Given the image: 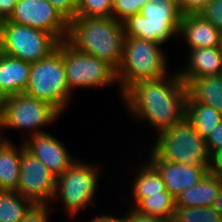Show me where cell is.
<instances>
[{
    "label": "cell",
    "mask_w": 222,
    "mask_h": 222,
    "mask_svg": "<svg viewBox=\"0 0 222 222\" xmlns=\"http://www.w3.org/2000/svg\"><path fill=\"white\" fill-rule=\"evenodd\" d=\"M187 98V86L176 72L136 82L123 93L122 100L135 118L148 120L160 134L186 118Z\"/></svg>",
    "instance_id": "cell-1"
},
{
    "label": "cell",
    "mask_w": 222,
    "mask_h": 222,
    "mask_svg": "<svg viewBox=\"0 0 222 222\" xmlns=\"http://www.w3.org/2000/svg\"><path fill=\"white\" fill-rule=\"evenodd\" d=\"M66 41L117 70L122 60L124 26L114 17H76L69 22Z\"/></svg>",
    "instance_id": "cell-2"
},
{
    "label": "cell",
    "mask_w": 222,
    "mask_h": 222,
    "mask_svg": "<svg viewBox=\"0 0 222 222\" xmlns=\"http://www.w3.org/2000/svg\"><path fill=\"white\" fill-rule=\"evenodd\" d=\"M160 43L125 36L122 60L117 72L121 95L136 82L168 75L166 56Z\"/></svg>",
    "instance_id": "cell-3"
},
{
    "label": "cell",
    "mask_w": 222,
    "mask_h": 222,
    "mask_svg": "<svg viewBox=\"0 0 222 222\" xmlns=\"http://www.w3.org/2000/svg\"><path fill=\"white\" fill-rule=\"evenodd\" d=\"M181 17L176 0H150L123 22L125 36L164 44L178 35Z\"/></svg>",
    "instance_id": "cell-4"
},
{
    "label": "cell",
    "mask_w": 222,
    "mask_h": 222,
    "mask_svg": "<svg viewBox=\"0 0 222 222\" xmlns=\"http://www.w3.org/2000/svg\"><path fill=\"white\" fill-rule=\"evenodd\" d=\"M153 150L161 159L197 167H210L207 144L186 117L158 134Z\"/></svg>",
    "instance_id": "cell-5"
},
{
    "label": "cell",
    "mask_w": 222,
    "mask_h": 222,
    "mask_svg": "<svg viewBox=\"0 0 222 222\" xmlns=\"http://www.w3.org/2000/svg\"><path fill=\"white\" fill-rule=\"evenodd\" d=\"M27 95L46 101L60 113L71 98L62 56V41L56 50L47 57L31 63Z\"/></svg>",
    "instance_id": "cell-6"
},
{
    "label": "cell",
    "mask_w": 222,
    "mask_h": 222,
    "mask_svg": "<svg viewBox=\"0 0 222 222\" xmlns=\"http://www.w3.org/2000/svg\"><path fill=\"white\" fill-rule=\"evenodd\" d=\"M60 41L48 32L9 21L0 22V52L34 63L57 49Z\"/></svg>",
    "instance_id": "cell-7"
},
{
    "label": "cell",
    "mask_w": 222,
    "mask_h": 222,
    "mask_svg": "<svg viewBox=\"0 0 222 222\" xmlns=\"http://www.w3.org/2000/svg\"><path fill=\"white\" fill-rule=\"evenodd\" d=\"M76 160L57 177L54 199H61L67 216L73 218L94 199L100 177V168Z\"/></svg>",
    "instance_id": "cell-8"
},
{
    "label": "cell",
    "mask_w": 222,
    "mask_h": 222,
    "mask_svg": "<svg viewBox=\"0 0 222 222\" xmlns=\"http://www.w3.org/2000/svg\"><path fill=\"white\" fill-rule=\"evenodd\" d=\"M62 56L68 88L104 87L117 82L116 69L104 60L76 50L62 41Z\"/></svg>",
    "instance_id": "cell-9"
},
{
    "label": "cell",
    "mask_w": 222,
    "mask_h": 222,
    "mask_svg": "<svg viewBox=\"0 0 222 222\" xmlns=\"http://www.w3.org/2000/svg\"><path fill=\"white\" fill-rule=\"evenodd\" d=\"M60 112L50 103L39 100L26 93L7 96L4 112L1 118L2 127L15 129H28L31 134L45 133L43 126L49 125L59 118ZM42 127V128H41Z\"/></svg>",
    "instance_id": "cell-10"
},
{
    "label": "cell",
    "mask_w": 222,
    "mask_h": 222,
    "mask_svg": "<svg viewBox=\"0 0 222 222\" xmlns=\"http://www.w3.org/2000/svg\"><path fill=\"white\" fill-rule=\"evenodd\" d=\"M8 20L53 34L59 41L68 36L69 23L47 0H19Z\"/></svg>",
    "instance_id": "cell-11"
},
{
    "label": "cell",
    "mask_w": 222,
    "mask_h": 222,
    "mask_svg": "<svg viewBox=\"0 0 222 222\" xmlns=\"http://www.w3.org/2000/svg\"><path fill=\"white\" fill-rule=\"evenodd\" d=\"M19 176L16 192L30 199L35 205L50 204L48 201L55 196L57 177L25 149L20 160Z\"/></svg>",
    "instance_id": "cell-12"
},
{
    "label": "cell",
    "mask_w": 222,
    "mask_h": 222,
    "mask_svg": "<svg viewBox=\"0 0 222 222\" xmlns=\"http://www.w3.org/2000/svg\"><path fill=\"white\" fill-rule=\"evenodd\" d=\"M25 150L39 159L55 176H61L76 160L69 155L64 144L54 136L45 133L23 137Z\"/></svg>",
    "instance_id": "cell-13"
},
{
    "label": "cell",
    "mask_w": 222,
    "mask_h": 222,
    "mask_svg": "<svg viewBox=\"0 0 222 222\" xmlns=\"http://www.w3.org/2000/svg\"><path fill=\"white\" fill-rule=\"evenodd\" d=\"M148 161L162 176L166 189L176 199L184 190L193 187L209 172L208 167H197L166 161L153 150Z\"/></svg>",
    "instance_id": "cell-14"
},
{
    "label": "cell",
    "mask_w": 222,
    "mask_h": 222,
    "mask_svg": "<svg viewBox=\"0 0 222 222\" xmlns=\"http://www.w3.org/2000/svg\"><path fill=\"white\" fill-rule=\"evenodd\" d=\"M178 34L185 37L190 49L222 47V32L199 14L183 15Z\"/></svg>",
    "instance_id": "cell-15"
},
{
    "label": "cell",
    "mask_w": 222,
    "mask_h": 222,
    "mask_svg": "<svg viewBox=\"0 0 222 222\" xmlns=\"http://www.w3.org/2000/svg\"><path fill=\"white\" fill-rule=\"evenodd\" d=\"M185 70L178 72L186 86L202 76L220 75L222 72V47L190 49ZM188 65V66H187Z\"/></svg>",
    "instance_id": "cell-16"
},
{
    "label": "cell",
    "mask_w": 222,
    "mask_h": 222,
    "mask_svg": "<svg viewBox=\"0 0 222 222\" xmlns=\"http://www.w3.org/2000/svg\"><path fill=\"white\" fill-rule=\"evenodd\" d=\"M31 63L0 52V89L5 95L25 92Z\"/></svg>",
    "instance_id": "cell-17"
},
{
    "label": "cell",
    "mask_w": 222,
    "mask_h": 222,
    "mask_svg": "<svg viewBox=\"0 0 222 222\" xmlns=\"http://www.w3.org/2000/svg\"><path fill=\"white\" fill-rule=\"evenodd\" d=\"M222 187V180L208 172L199 183L182 191L175 206L212 207Z\"/></svg>",
    "instance_id": "cell-18"
},
{
    "label": "cell",
    "mask_w": 222,
    "mask_h": 222,
    "mask_svg": "<svg viewBox=\"0 0 222 222\" xmlns=\"http://www.w3.org/2000/svg\"><path fill=\"white\" fill-rule=\"evenodd\" d=\"M15 148L10 140L0 145V190L16 191L20 181V160L23 144Z\"/></svg>",
    "instance_id": "cell-19"
},
{
    "label": "cell",
    "mask_w": 222,
    "mask_h": 222,
    "mask_svg": "<svg viewBox=\"0 0 222 222\" xmlns=\"http://www.w3.org/2000/svg\"><path fill=\"white\" fill-rule=\"evenodd\" d=\"M187 90L194 101L211 106L222 114V78L220 75L193 79L187 85Z\"/></svg>",
    "instance_id": "cell-20"
},
{
    "label": "cell",
    "mask_w": 222,
    "mask_h": 222,
    "mask_svg": "<svg viewBox=\"0 0 222 222\" xmlns=\"http://www.w3.org/2000/svg\"><path fill=\"white\" fill-rule=\"evenodd\" d=\"M186 117L203 139H206L222 120V114L215 108L196 102L189 95Z\"/></svg>",
    "instance_id": "cell-21"
},
{
    "label": "cell",
    "mask_w": 222,
    "mask_h": 222,
    "mask_svg": "<svg viewBox=\"0 0 222 222\" xmlns=\"http://www.w3.org/2000/svg\"><path fill=\"white\" fill-rule=\"evenodd\" d=\"M147 161V162H146ZM141 170L135 173V180L132 182L134 201L136 202L133 208L144 198L149 195L160 194V192L166 191L165 183L162 176L157 169L146 160Z\"/></svg>",
    "instance_id": "cell-22"
},
{
    "label": "cell",
    "mask_w": 222,
    "mask_h": 222,
    "mask_svg": "<svg viewBox=\"0 0 222 222\" xmlns=\"http://www.w3.org/2000/svg\"><path fill=\"white\" fill-rule=\"evenodd\" d=\"M34 206L16 191L0 190V222H22Z\"/></svg>",
    "instance_id": "cell-23"
},
{
    "label": "cell",
    "mask_w": 222,
    "mask_h": 222,
    "mask_svg": "<svg viewBox=\"0 0 222 222\" xmlns=\"http://www.w3.org/2000/svg\"><path fill=\"white\" fill-rule=\"evenodd\" d=\"M175 207V198L166 190L160 192V194L149 195V197L142 199L134 209L140 213L172 222Z\"/></svg>",
    "instance_id": "cell-24"
},
{
    "label": "cell",
    "mask_w": 222,
    "mask_h": 222,
    "mask_svg": "<svg viewBox=\"0 0 222 222\" xmlns=\"http://www.w3.org/2000/svg\"><path fill=\"white\" fill-rule=\"evenodd\" d=\"M172 222H222L212 207L176 206Z\"/></svg>",
    "instance_id": "cell-25"
},
{
    "label": "cell",
    "mask_w": 222,
    "mask_h": 222,
    "mask_svg": "<svg viewBox=\"0 0 222 222\" xmlns=\"http://www.w3.org/2000/svg\"><path fill=\"white\" fill-rule=\"evenodd\" d=\"M113 0H78L77 17H112Z\"/></svg>",
    "instance_id": "cell-26"
},
{
    "label": "cell",
    "mask_w": 222,
    "mask_h": 222,
    "mask_svg": "<svg viewBox=\"0 0 222 222\" xmlns=\"http://www.w3.org/2000/svg\"><path fill=\"white\" fill-rule=\"evenodd\" d=\"M150 0H113V13L117 21L123 23L130 16L140 13Z\"/></svg>",
    "instance_id": "cell-27"
},
{
    "label": "cell",
    "mask_w": 222,
    "mask_h": 222,
    "mask_svg": "<svg viewBox=\"0 0 222 222\" xmlns=\"http://www.w3.org/2000/svg\"><path fill=\"white\" fill-rule=\"evenodd\" d=\"M198 14L222 32V0H212Z\"/></svg>",
    "instance_id": "cell-28"
},
{
    "label": "cell",
    "mask_w": 222,
    "mask_h": 222,
    "mask_svg": "<svg viewBox=\"0 0 222 222\" xmlns=\"http://www.w3.org/2000/svg\"><path fill=\"white\" fill-rule=\"evenodd\" d=\"M69 23L77 17L78 0H47Z\"/></svg>",
    "instance_id": "cell-29"
},
{
    "label": "cell",
    "mask_w": 222,
    "mask_h": 222,
    "mask_svg": "<svg viewBox=\"0 0 222 222\" xmlns=\"http://www.w3.org/2000/svg\"><path fill=\"white\" fill-rule=\"evenodd\" d=\"M181 15L198 14L212 0H176Z\"/></svg>",
    "instance_id": "cell-30"
},
{
    "label": "cell",
    "mask_w": 222,
    "mask_h": 222,
    "mask_svg": "<svg viewBox=\"0 0 222 222\" xmlns=\"http://www.w3.org/2000/svg\"><path fill=\"white\" fill-rule=\"evenodd\" d=\"M210 156L222 151V120L205 139Z\"/></svg>",
    "instance_id": "cell-31"
},
{
    "label": "cell",
    "mask_w": 222,
    "mask_h": 222,
    "mask_svg": "<svg viewBox=\"0 0 222 222\" xmlns=\"http://www.w3.org/2000/svg\"><path fill=\"white\" fill-rule=\"evenodd\" d=\"M49 209L48 205H35L22 222H48Z\"/></svg>",
    "instance_id": "cell-32"
},
{
    "label": "cell",
    "mask_w": 222,
    "mask_h": 222,
    "mask_svg": "<svg viewBox=\"0 0 222 222\" xmlns=\"http://www.w3.org/2000/svg\"><path fill=\"white\" fill-rule=\"evenodd\" d=\"M124 222H170L162 218L143 214L132 208L127 213V216H123Z\"/></svg>",
    "instance_id": "cell-33"
},
{
    "label": "cell",
    "mask_w": 222,
    "mask_h": 222,
    "mask_svg": "<svg viewBox=\"0 0 222 222\" xmlns=\"http://www.w3.org/2000/svg\"><path fill=\"white\" fill-rule=\"evenodd\" d=\"M209 172L222 180V151L211 156Z\"/></svg>",
    "instance_id": "cell-34"
},
{
    "label": "cell",
    "mask_w": 222,
    "mask_h": 222,
    "mask_svg": "<svg viewBox=\"0 0 222 222\" xmlns=\"http://www.w3.org/2000/svg\"><path fill=\"white\" fill-rule=\"evenodd\" d=\"M19 0H0V20L10 17L14 11V7Z\"/></svg>",
    "instance_id": "cell-35"
},
{
    "label": "cell",
    "mask_w": 222,
    "mask_h": 222,
    "mask_svg": "<svg viewBox=\"0 0 222 222\" xmlns=\"http://www.w3.org/2000/svg\"><path fill=\"white\" fill-rule=\"evenodd\" d=\"M90 222H124L123 217L120 218L110 216V215H98L95 218L91 219Z\"/></svg>",
    "instance_id": "cell-36"
},
{
    "label": "cell",
    "mask_w": 222,
    "mask_h": 222,
    "mask_svg": "<svg viewBox=\"0 0 222 222\" xmlns=\"http://www.w3.org/2000/svg\"><path fill=\"white\" fill-rule=\"evenodd\" d=\"M212 208L215 209V211L222 217V187L215 202L212 205Z\"/></svg>",
    "instance_id": "cell-37"
},
{
    "label": "cell",
    "mask_w": 222,
    "mask_h": 222,
    "mask_svg": "<svg viewBox=\"0 0 222 222\" xmlns=\"http://www.w3.org/2000/svg\"><path fill=\"white\" fill-rule=\"evenodd\" d=\"M6 100H7V95H5V93L0 89V119L2 118L4 112Z\"/></svg>",
    "instance_id": "cell-38"
},
{
    "label": "cell",
    "mask_w": 222,
    "mask_h": 222,
    "mask_svg": "<svg viewBox=\"0 0 222 222\" xmlns=\"http://www.w3.org/2000/svg\"><path fill=\"white\" fill-rule=\"evenodd\" d=\"M1 129H3V127H2V121H1V119H0V130ZM4 141H6V138H4V136H1V132H0V145L2 144V143H4Z\"/></svg>",
    "instance_id": "cell-39"
}]
</instances>
